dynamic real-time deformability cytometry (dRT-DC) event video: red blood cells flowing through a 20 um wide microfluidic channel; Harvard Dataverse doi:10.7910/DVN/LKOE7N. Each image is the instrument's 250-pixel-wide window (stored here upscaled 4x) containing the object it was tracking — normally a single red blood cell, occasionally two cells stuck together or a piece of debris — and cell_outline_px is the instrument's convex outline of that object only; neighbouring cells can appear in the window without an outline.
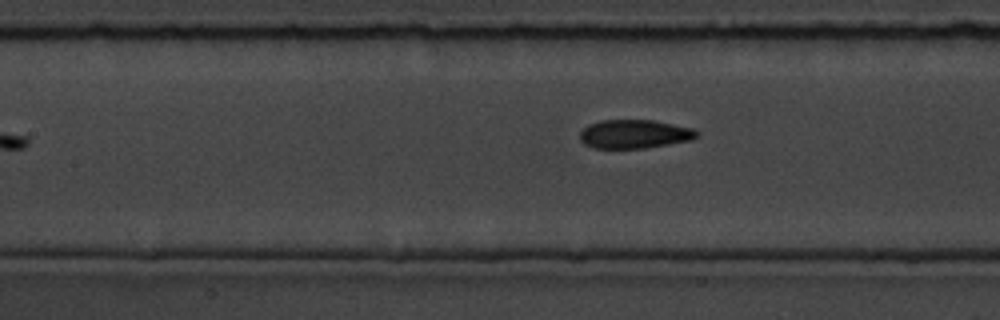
{"species": "common noctule bat (a hibernating species)", "species_latin": "Nyctalus noctula", "temperature_condition": "room temperature", "stored_images_in_passage": 9, "camera_frame_rate_fps": 3000, "um_per_image_px": 0.085, "animal": {"sex": "male", "body_mass_g": 19.5, "forearm_length_mm": 54.6}, "frame": {"image": 1, "passage_image": 9, "time_ms": 10.0, "image_size_px": [1000, 320], "cell_outline_px": [[700, 136], [692, 140], [644, 148], [596, 148], [584, 144], [580, 140], [580, 132], [588, 124], [600, 120], [652, 120], [692, 128], [700, 132]], "centroid_in_image_um": [53.94, 11.39], "position_along_channel_um": 153.5, "area_um2": 19.59}}